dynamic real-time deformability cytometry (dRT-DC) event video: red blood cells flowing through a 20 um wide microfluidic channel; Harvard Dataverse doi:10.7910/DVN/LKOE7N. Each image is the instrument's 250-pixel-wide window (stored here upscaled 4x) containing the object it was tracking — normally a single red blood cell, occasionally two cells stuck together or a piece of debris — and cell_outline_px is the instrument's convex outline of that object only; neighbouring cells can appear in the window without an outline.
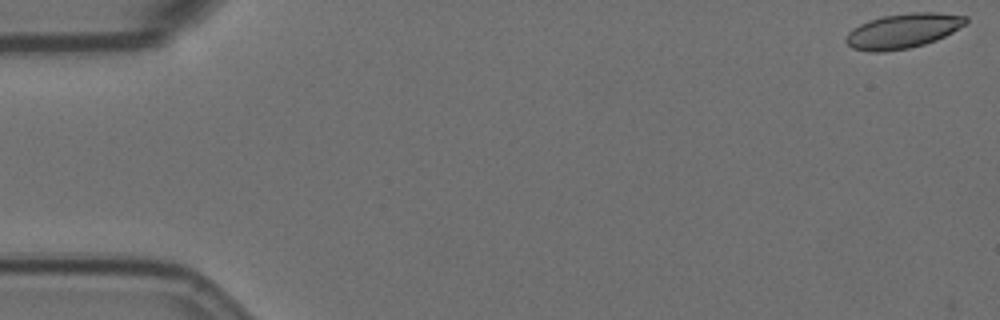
{"species": "Egyptian fruit bat (a non-hibernating species)", "species_latin": "Rousettus aegyptiacus", "temperature_condition": "room temperature", "stored_images_in_passage": 57, "camera_frame_rate_fps": 3000, "um_per_image_px": 0.085, "animal": {"sex": "female"}, "frame": {"image": 1, "passage_image": 1, "time_ms": 0.0, "image_size_px": [1000, 320], "cell_outline_px": [[968, 20], [964, 24], [952, 32], [936, 40], [924, 44], [908, 48], [884, 52], [868, 52], [852, 48], [844, 40], [848, 32], [852, 28], [868, 20], [884, 16], [912, 12], [936, 12], [968, 16]], "centroid_in_image_um": [76.72, 2.63], "position_along_channel_um": 8.3, "area_um2": 24.28}}
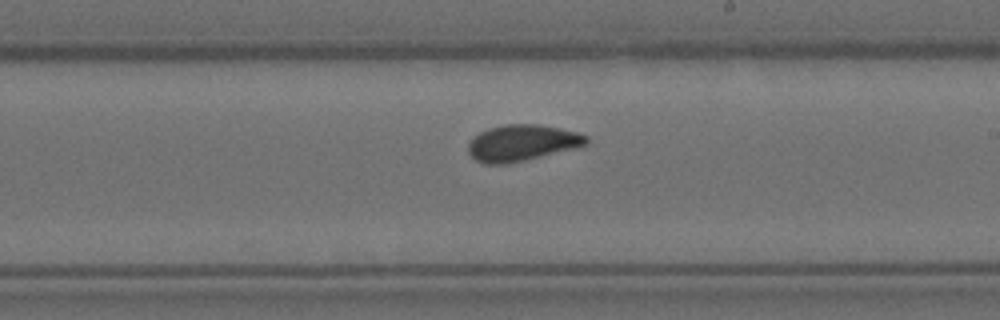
{"frame": {"image": 2, "passage_image": 33, "time_ms": 10.667, "image_size_px": [1000, 320], "cell_outline_px": [[588, 144], [508, 164], [484, 164], [476, 160], [468, 152], [468, 144], [480, 132], [488, 128], [504, 124], [540, 124], [560, 128], [576, 132], [588, 136]], "centroid_in_image_um": [44.35, 12.13], "position_along_channel_um": 244.6, "area_um2": 24.68}}
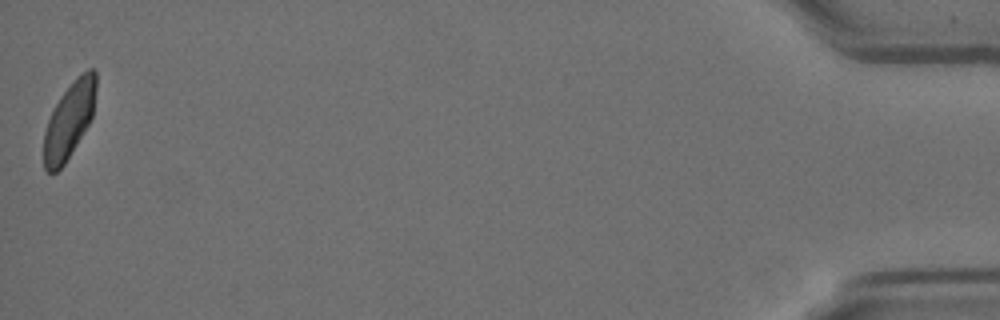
{"frame": {"image": 3, "passage_image": 57, "time_ms": 18.667, "image_size_px": [1000, 320], "cell_outline_px": [[96, 88], [92, 116], [88, 124], [64, 164], [56, 172], [48, 172], [44, 168], [44, 132], [48, 120], [60, 96], [72, 80], [80, 72], [88, 68], [92, 68], [96, 72]], "centroid_in_image_um": [5.88, 10.16], "position_along_channel_um": 429.3, "area_um2": 22.89}, "authors_computed_cell_mechanics": {"area_um2": 24.3338, "velocity_mm_per_s": 3.5302, "shape_relaxation_time_tau1_ms": null, "shape_relaxation_time_tau2_ms": 1.1253, "deformation_change_tau1": null, "deformation_change_tau2": 0.0394}}